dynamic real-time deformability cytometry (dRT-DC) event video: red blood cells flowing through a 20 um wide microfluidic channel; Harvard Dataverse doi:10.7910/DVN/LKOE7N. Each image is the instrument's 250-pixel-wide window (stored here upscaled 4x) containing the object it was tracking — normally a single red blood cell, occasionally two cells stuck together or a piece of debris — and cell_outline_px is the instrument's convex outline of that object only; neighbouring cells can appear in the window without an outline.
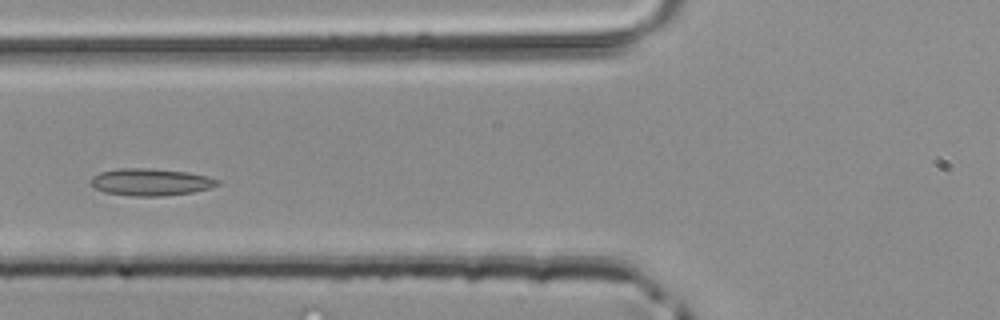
{"species": "common noctule bat (a hibernating species)", "species_latin": "Nyctalus noctula", "temperature_condition": "room temperature", "stored_images_in_passage": 43, "segment_of_instrument_passage": [1, 2], "camera_frame_rate_fps": 3000, "um_per_image_px": 0.085, "animal": {"sex": "male", "body_mass_g": 20.4}, "frame": {"image": 1, "passage_image": 13, "time_ms": 4.0, "image_size_px": [1000, 320], "cell_outline_px": [[220, 184], [212, 188], [192, 192], [160, 196], [132, 196], [104, 192], [96, 188], [88, 180], [92, 176], [100, 172], [120, 168], [148, 168], [188, 172], [208, 176], [220, 180]], "centroid_in_image_um": [12.82, 15.47], "position_along_channel_um": 113.0, "area_um2": 20.11}}
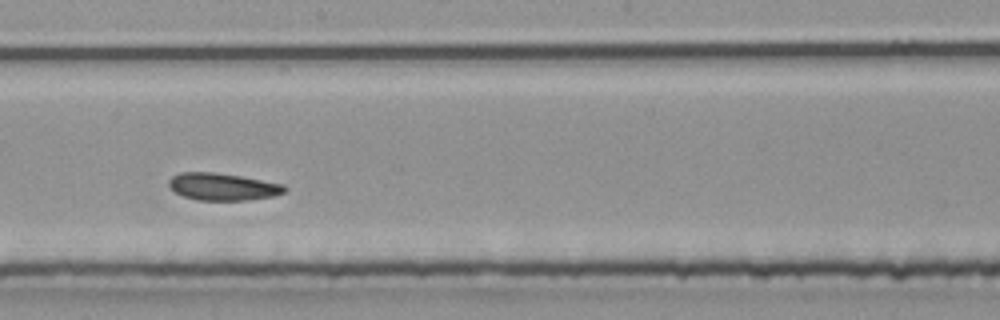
{"frame": {"image": 2, "passage_image": 21, "time_ms": 6.667, "image_size_px": [1000, 320], "cell_outline_px": [[288, 188], [284, 192], [272, 196], [248, 200], [200, 200], [184, 196], [176, 192], [168, 184], [168, 180], [172, 176], [180, 172], [216, 172], [240, 176], [284, 184]], "centroid_in_image_um": [18.94, 15.86], "position_along_channel_um": 229.3, "area_um2": 18.26}}
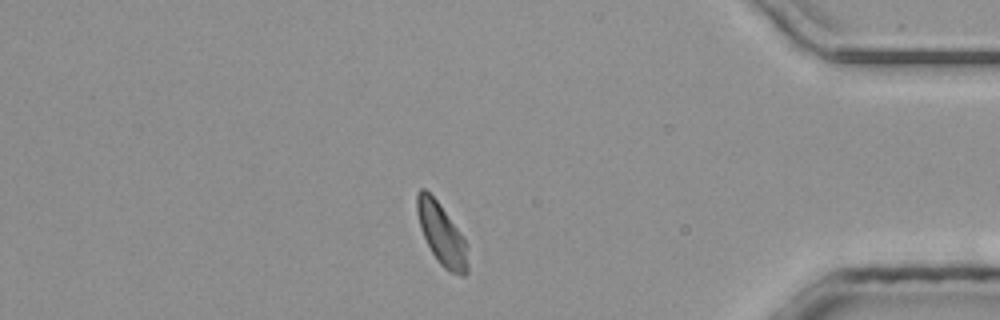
{"frame": {"image": 3, "passage_image": 35, "time_ms": 11.333, "image_size_px": [1000, 320], "cell_outline_px": [[468, 272], [464, 276], [460, 276], [448, 272], [440, 264], [432, 252], [420, 228], [416, 212], [416, 192], [420, 188], [424, 188], [440, 204], [464, 236], [468, 244]], "centroid_in_image_um": [37.57, 19.92], "position_along_channel_um": 397.6, "area_um2": 18.55}}